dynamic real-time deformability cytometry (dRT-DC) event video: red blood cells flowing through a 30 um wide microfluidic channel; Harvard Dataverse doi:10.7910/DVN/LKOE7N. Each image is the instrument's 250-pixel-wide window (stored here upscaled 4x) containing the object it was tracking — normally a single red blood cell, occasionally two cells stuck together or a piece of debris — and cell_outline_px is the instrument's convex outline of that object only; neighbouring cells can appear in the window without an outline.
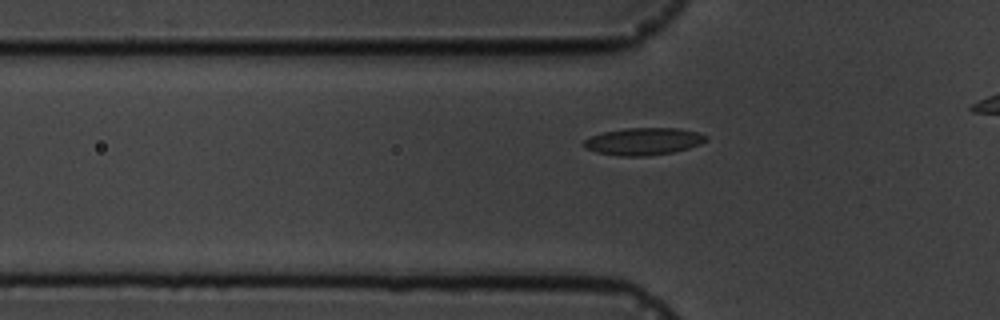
{"species": "common noctule bat (a hibernating species)", "species_latin": "Nyctalus noctula", "temperature_condition": "cold", "stored_images_in_passage": 8, "segment_of_instrument_passage": [2, 2], "camera_frame_rate_fps": 3000, "um_per_image_px": 0.085, "animal": {"sex": "male", "body_mass_g": 19.5, "forearm_length_mm": 54.6}, "frame": {"image": 1, "passage_image": 8, "time_ms": 8.0, "image_size_px": [1000, 320], "cell_outline_px": [[708, 140], [700, 144], [688, 148], [672, 152], [648, 156], [620, 156], [596, 152], [584, 148], [580, 144], [584, 140], [592, 136], [604, 132], [624, 128], [676, 128], [696, 132], [708, 136]], "centroid_in_image_um": [54.67, 12.02], "position_along_channel_um": 71.1, "area_um2": 19.42}}